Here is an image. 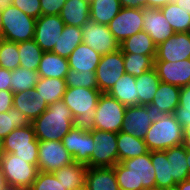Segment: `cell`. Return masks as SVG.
Instances as JSON below:
<instances>
[{
  "label": "cell",
  "instance_id": "4",
  "mask_svg": "<svg viewBox=\"0 0 190 190\" xmlns=\"http://www.w3.org/2000/svg\"><path fill=\"white\" fill-rule=\"evenodd\" d=\"M183 132L184 128L173 114L157 115L143 140L149 151H165L182 145Z\"/></svg>",
  "mask_w": 190,
  "mask_h": 190
},
{
  "label": "cell",
  "instance_id": "39",
  "mask_svg": "<svg viewBox=\"0 0 190 190\" xmlns=\"http://www.w3.org/2000/svg\"><path fill=\"white\" fill-rule=\"evenodd\" d=\"M125 73L135 78L154 68L156 56L123 54Z\"/></svg>",
  "mask_w": 190,
  "mask_h": 190
},
{
  "label": "cell",
  "instance_id": "20",
  "mask_svg": "<svg viewBox=\"0 0 190 190\" xmlns=\"http://www.w3.org/2000/svg\"><path fill=\"white\" fill-rule=\"evenodd\" d=\"M180 89L179 86L160 82L150 108L157 115L173 114L179 105Z\"/></svg>",
  "mask_w": 190,
  "mask_h": 190
},
{
  "label": "cell",
  "instance_id": "27",
  "mask_svg": "<svg viewBox=\"0 0 190 190\" xmlns=\"http://www.w3.org/2000/svg\"><path fill=\"white\" fill-rule=\"evenodd\" d=\"M156 48L152 38L144 30L130 36L120 44L123 54L156 56Z\"/></svg>",
  "mask_w": 190,
  "mask_h": 190
},
{
  "label": "cell",
  "instance_id": "48",
  "mask_svg": "<svg viewBox=\"0 0 190 190\" xmlns=\"http://www.w3.org/2000/svg\"><path fill=\"white\" fill-rule=\"evenodd\" d=\"M11 71L0 67V90L11 91Z\"/></svg>",
  "mask_w": 190,
  "mask_h": 190
},
{
  "label": "cell",
  "instance_id": "49",
  "mask_svg": "<svg viewBox=\"0 0 190 190\" xmlns=\"http://www.w3.org/2000/svg\"><path fill=\"white\" fill-rule=\"evenodd\" d=\"M119 2L123 8L143 9L146 7L144 0H119Z\"/></svg>",
  "mask_w": 190,
  "mask_h": 190
},
{
  "label": "cell",
  "instance_id": "32",
  "mask_svg": "<svg viewBox=\"0 0 190 190\" xmlns=\"http://www.w3.org/2000/svg\"><path fill=\"white\" fill-rule=\"evenodd\" d=\"M164 152L166 153L167 159L170 162L173 181L178 184L184 180L190 179L185 148L180 145L166 149Z\"/></svg>",
  "mask_w": 190,
  "mask_h": 190
},
{
  "label": "cell",
  "instance_id": "42",
  "mask_svg": "<svg viewBox=\"0 0 190 190\" xmlns=\"http://www.w3.org/2000/svg\"><path fill=\"white\" fill-rule=\"evenodd\" d=\"M65 81L67 87L98 89L96 75L92 71L79 72L69 68Z\"/></svg>",
  "mask_w": 190,
  "mask_h": 190
},
{
  "label": "cell",
  "instance_id": "58",
  "mask_svg": "<svg viewBox=\"0 0 190 190\" xmlns=\"http://www.w3.org/2000/svg\"><path fill=\"white\" fill-rule=\"evenodd\" d=\"M186 161H187V166L189 168V173H190V151H186Z\"/></svg>",
  "mask_w": 190,
  "mask_h": 190
},
{
  "label": "cell",
  "instance_id": "50",
  "mask_svg": "<svg viewBox=\"0 0 190 190\" xmlns=\"http://www.w3.org/2000/svg\"><path fill=\"white\" fill-rule=\"evenodd\" d=\"M174 0H144L145 6L148 8H161Z\"/></svg>",
  "mask_w": 190,
  "mask_h": 190
},
{
  "label": "cell",
  "instance_id": "44",
  "mask_svg": "<svg viewBox=\"0 0 190 190\" xmlns=\"http://www.w3.org/2000/svg\"><path fill=\"white\" fill-rule=\"evenodd\" d=\"M29 190H67L53 172L38 171Z\"/></svg>",
  "mask_w": 190,
  "mask_h": 190
},
{
  "label": "cell",
  "instance_id": "2",
  "mask_svg": "<svg viewBox=\"0 0 190 190\" xmlns=\"http://www.w3.org/2000/svg\"><path fill=\"white\" fill-rule=\"evenodd\" d=\"M31 124L42 141H60L74 127L72 112L62 100L50 104Z\"/></svg>",
  "mask_w": 190,
  "mask_h": 190
},
{
  "label": "cell",
  "instance_id": "43",
  "mask_svg": "<svg viewBox=\"0 0 190 190\" xmlns=\"http://www.w3.org/2000/svg\"><path fill=\"white\" fill-rule=\"evenodd\" d=\"M173 115L183 128L190 124V84L181 87L179 105Z\"/></svg>",
  "mask_w": 190,
  "mask_h": 190
},
{
  "label": "cell",
  "instance_id": "60",
  "mask_svg": "<svg viewBox=\"0 0 190 190\" xmlns=\"http://www.w3.org/2000/svg\"><path fill=\"white\" fill-rule=\"evenodd\" d=\"M143 190H164V188L161 187H153V188H145Z\"/></svg>",
  "mask_w": 190,
  "mask_h": 190
},
{
  "label": "cell",
  "instance_id": "53",
  "mask_svg": "<svg viewBox=\"0 0 190 190\" xmlns=\"http://www.w3.org/2000/svg\"><path fill=\"white\" fill-rule=\"evenodd\" d=\"M178 190H190V179L184 180L176 185Z\"/></svg>",
  "mask_w": 190,
  "mask_h": 190
},
{
  "label": "cell",
  "instance_id": "17",
  "mask_svg": "<svg viewBox=\"0 0 190 190\" xmlns=\"http://www.w3.org/2000/svg\"><path fill=\"white\" fill-rule=\"evenodd\" d=\"M190 59V32L174 33L156 48L154 61L178 62Z\"/></svg>",
  "mask_w": 190,
  "mask_h": 190
},
{
  "label": "cell",
  "instance_id": "25",
  "mask_svg": "<svg viewBox=\"0 0 190 190\" xmlns=\"http://www.w3.org/2000/svg\"><path fill=\"white\" fill-rule=\"evenodd\" d=\"M69 70L68 59L52 52H44L39 64L41 78L65 79Z\"/></svg>",
  "mask_w": 190,
  "mask_h": 190
},
{
  "label": "cell",
  "instance_id": "13",
  "mask_svg": "<svg viewBox=\"0 0 190 190\" xmlns=\"http://www.w3.org/2000/svg\"><path fill=\"white\" fill-rule=\"evenodd\" d=\"M107 26L115 40L121 44L125 39L143 30V9L122 7Z\"/></svg>",
  "mask_w": 190,
  "mask_h": 190
},
{
  "label": "cell",
  "instance_id": "14",
  "mask_svg": "<svg viewBox=\"0 0 190 190\" xmlns=\"http://www.w3.org/2000/svg\"><path fill=\"white\" fill-rule=\"evenodd\" d=\"M65 27L59 15H42L36 19L34 41L43 50L51 52Z\"/></svg>",
  "mask_w": 190,
  "mask_h": 190
},
{
  "label": "cell",
  "instance_id": "24",
  "mask_svg": "<svg viewBox=\"0 0 190 190\" xmlns=\"http://www.w3.org/2000/svg\"><path fill=\"white\" fill-rule=\"evenodd\" d=\"M59 16L65 25L81 27L90 18V0H66Z\"/></svg>",
  "mask_w": 190,
  "mask_h": 190
},
{
  "label": "cell",
  "instance_id": "47",
  "mask_svg": "<svg viewBox=\"0 0 190 190\" xmlns=\"http://www.w3.org/2000/svg\"><path fill=\"white\" fill-rule=\"evenodd\" d=\"M13 96L12 91L0 90V113L7 112L13 107Z\"/></svg>",
  "mask_w": 190,
  "mask_h": 190
},
{
  "label": "cell",
  "instance_id": "37",
  "mask_svg": "<svg viewBox=\"0 0 190 190\" xmlns=\"http://www.w3.org/2000/svg\"><path fill=\"white\" fill-rule=\"evenodd\" d=\"M11 91L19 93L31 91L39 81V73L36 70H28L25 67H18L11 71Z\"/></svg>",
  "mask_w": 190,
  "mask_h": 190
},
{
  "label": "cell",
  "instance_id": "1",
  "mask_svg": "<svg viewBox=\"0 0 190 190\" xmlns=\"http://www.w3.org/2000/svg\"><path fill=\"white\" fill-rule=\"evenodd\" d=\"M120 190H143L156 187L155 170L151 162V151L123 160L113 166Z\"/></svg>",
  "mask_w": 190,
  "mask_h": 190
},
{
  "label": "cell",
  "instance_id": "3",
  "mask_svg": "<svg viewBox=\"0 0 190 190\" xmlns=\"http://www.w3.org/2000/svg\"><path fill=\"white\" fill-rule=\"evenodd\" d=\"M101 94L98 89L67 87L62 101L72 112L75 128L88 132L95 129L94 114Z\"/></svg>",
  "mask_w": 190,
  "mask_h": 190
},
{
  "label": "cell",
  "instance_id": "21",
  "mask_svg": "<svg viewBox=\"0 0 190 190\" xmlns=\"http://www.w3.org/2000/svg\"><path fill=\"white\" fill-rule=\"evenodd\" d=\"M48 106L45 99H41L35 89L15 93L13 96V107L21 111L31 123L39 117Z\"/></svg>",
  "mask_w": 190,
  "mask_h": 190
},
{
  "label": "cell",
  "instance_id": "41",
  "mask_svg": "<svg viewBox=\"0 0 190 190\" xmlns=\"http://www.w3.org/2000/svg\"><path fill=\"white\" fill-rule=\"evenodd\" d=\"M0 67L10 71L20 67V56L17 43L2 38Z\"/></svg>",
  "mask_w": 190,
  "mask_h": 190
},
{
  "label": "cell",
  "instance_id": "35",
  "mask_svg": "<svg viewBox=\"0 0 190 190\" xmlns=\"http://www.w3.org/2000/svg\"><path fill=\"white\" fill-rule=\"evenodd\" d=\"M151 162L155 170L156 187L169 188L177 185L173 181L170 162L164 151H151Z\"/></svg>",
  "mask_w": 190,
  "mask_h": 190
},
{
  "label": "cell",
  "instance_id": "45",
  "mask_svg": "<svg viewBox=\"0 0 190 190\" xmlns=\"http://www.w3.org/2000/svg\"><path fill=\"white\" fill-rule=\"evenodd\" d=\"M8 2L30 17L35 19L41 17L40 0H9Z\"/></svg>",
  "mask_w": 190,
  "mask_h": 190
},
{
  "label": "cell",
  "instance_id": "23",
  "mask_svg": "<svg viewBox=\"0 0 190 190\" xmlns=\"http://www.w3.org/2000/svg\"><path fill=\"white\" fill-rule=\"evenodd\" d=\"M85 183L89 190H120L113 167H88Z\"/></svg>",
  "mask_w": 190,
  "mask_h": 190
},
{
  "label": "cell",
  "instance_id": "36",
  "mask_svg": "<svg viewBox=\"0 0 190 190\" xmlns=\"http://www.w3.org/2000/svg\"><path fill=\"white\" fill-rule=\"evenodd\" d=\"M163 16L172 27L174 33L190 32V15L174 2L160 8Z\"/></svg>",
  "mask_w": 190,
  "mask_h": 190
},
{
  "label": "cell",
  "instance_id": "15",
  "mask_svg": "<svg viewBox=\"0 0 190 190\" xmlns=\"http://www.w3.org/2000/svg\"><path fill=\"white\" fill-rule=\"evenodd\" d=\"M124 123L121 131L144 139L157 114L149 105L126 106Z\"/></svg>",
  "mask_w": 190,
  "mask_h": 190
},
{
  "label": "cell",
  "instance_id": "62",
  "mask_svg": "<svg viewBox=\"0 0 190 190\" xmlns=\"http://www.w3.org/2000/svg\"><path fill=\"white\" fill-rule=\"evenodd\" d=\"M1 48H2V37H0V57H1Z\"/></svg>",
  "mask_w": 190,
  "mask_h": 190
},
{
  "label": "cell",
  "instance_id": "31",
  "mask_svg": "<svg viewBox=\"0 0 190 190\" xmlns=\"http://www.w3.org/2000/svg\"><path fill=\"white\" fill-rule=\"evenodd\" d=\"M83 42L81 27L65 25L52 53L68 58L75 48Z\"/></svg>",
  "mask_w": 190,
  "mask_h": 190
},
{
  "label": "cell",
  "instance_id": "56",
  "mask_svg": "<svg viewBox=\"0 0 190 190\" xmlns=\"http://www.w3.org/2000/svg\"><path fill=\"white\" fill-rule=\"evenodd\" d=\"M0 190H21V189L15 187V186L7 185V184H6V185H5L2 189H0Z\"/></svg>",
  "mask_w": 190,
  "mask_h": 190
},
{
  "label": "cell",
  "instance_id": "54",
  "mask_svg": "<svg viewBox=\"0 0 190 190\" xmlns=\"http://www.w3.org/2000/svg\"><path fill=\"white\" fill-rule=\"evenodd\" d=\"M3 18H2V3H0V37H2L3 33Z\"/></svg>",
  "mask_w": 190,
  "mask_h": 190
},
{
  "label": "cell",
  "instance_id": "57",
  "mask_svg": "<svg viewBox=\"0 0 190 190\" xmlns=\"http://www.w3.org/2000/svg\"><path fill=\"white\" fill-rule=\"evenodd\" d=\"M71 190H89L88 186L86 183L82 184L81 186L75 187Z\"/></svg>",
  "mask_w": 190,
  "mask_h": 190
},
{
  "label": "cell",
  "instance_id": "11",
  "mask_svg": "<svg viewBox=\"0 0 190 190\" xmlns=\"http://www.w3.org/2000/svg\"><path fill=\"white\" fill-rule=\"evenodd\" d=\"M124 74V57L120 49L103 55L95 71L98 90L108 93Z\"/></svg>",
  "mask_w": 190,
  "mask_h": 190
},
{
  "label": "cell",
  "instance_id": "9",
  "mask_svg": "<svg viewBox=\"0 0 190 190\" xmlns=\"http://www.w3.org/2000/svg\"><path fill=\"white\" fill-rule=\"evenodd\" d=\"M94 148L89 159V167H113L118 163L117 133L110 131H90Z\"/></svg>",
  "mask_w": 190,
  "mask_h": 190
},
{
  "label": "cell",
  "instance_id": "52",
  "mask_svg": "<svg viewBox=\"0 0 190 190\" xmlns=\"http://www.w3.org/2000/svg\"><path fill=\"white\" fill-rule=\"evenodd\" d=\"M173 2L190 15V0H174Z\"/></svg>",
  "mask_w": 190,
  "mask_h": 190
},
{
  "label": "cell",
  "instance_id": "61",
  "mask_svg": "<svg viewBox=\"0 0 190 190\" xmlns=\"http://www.w3.org/2000/svg\"><path fill=\"white\" fill-rule=\"evenodd\" d=\"M164 190H178V187L174 186V187L164 188Z\"/></svg>",
  "mask_w": 190,
  "mask_h": 190
},
{
  "label": "cell",
  "instance_id": "40",
  "mask_svg": "<svg viewBox=\"0 0 190 190\" xmlns=\"http://www.w3.org/2000/svg\"><path fill=\"white\" fill-rule=\"evenodd\" d=\"M30 124L29 119L21 111L12 107L7 112L0 113V137L5 138L14 129Z\"/></svg>",
  "mask_w": 190,
  "mask_h": 190
},
{
  "label": "cell",
  "instance_id": "55",
  "mask_svg": "<svg viewBox=\"0 0 190 190\" xmlns=\"http://www.w3.org/2000/svg\"><path fill=\"white\" fill-rule=\"evenodd\" d=\"M6 185L4 175L2 172V168L0 166V189H2Z\"/></svg>",
  "mask_w": 190,
  "mask_h": 190
},
{
  "label": "cell",
  "instance_id": "26",
  "mask_svg": "<svg viewBox=\"0 0 190 190\" xmlns=\"http://www.w3.org/2000/svg\"><path fill=\"white\" fill-rule=\"evenodd\" d=\"M118 162L149 152L143 139L120 131L117 133Z\"/></svg>",
  "mask_w": 190,
  "mask_h": 190
},
{
  "label": "cell",
  "instance_id": "8",
  "mask_svg": "<svg viewBox=\"0 0 190 190\" xmlns=\"http://www.w3.org/2000/svg\"><path fill=\"white\" fill-rule=\"evenodd\" d=\"M126 106L108 93L99 97L94 114L95 129L119 133L124 123Z\"/></svg>",
  "mask_w": 190,
  "mask_h": 190
},
{
  "label": "cell",
  "instance_id": "51",
  "mask_svg": "<svg viewBox=\"0 0 190 190\" xmlns=\"http://www.w3.org/2000/svg\"><path fill=\"white\" fill-rule=\"evenodd\" d=\"M182 146L186 151H190V124L184 128Z\"/></svg>",
  "mask_w": 190,
  "mask_h": 190
},
{
  "label": "cell",
  "instance_id": "6",
  "mask_svg": "<svg viewBox=\"0 0 190 190\" xmlns=\"http://www.w3.org/2000/svg\"><path fill=\"white\" fill-rule=\"evenodd\" d=\"M38 142L32 124L16 128L3 138L4 153H14L24 161L37 166Z\"/></svg>",
  "mask_w": 190,
  "mask_h": 190
},
{
  "label": "cell",
  "instance_id": "38",
  "mask_svg": "<svg viewBox=\"0 0 190 190\" xmlns=\"http://www.w3.org/2000/svg\"><path fill=\"white\" fill-rule=\"evenodd\" d=\"M17 46L20 56V66L28 70L38 71L44 53L43 50L34 40L17 43Z\"/></svg>",
  "mask_w": 190,
  "mask_h": 190
},
{
  "label": "cell",
  "instance_id": "5",
  "mask_svg": "<svg viewBox=\"0 0 190 190\" xmlns=\"http://www.w3.org/2000/svg\"><path fill=\"white\" fill-rule=\"evenodd\" d=\"M2 18L4 40L20 43L34 39L35 18L28 16L8 1L2 2Z\"/></svg>",
  "mask_w": 190,
  "mask_h": 190
},
{
  "label": "cell",
  "instance_id": "22",
  "mask_svg": "<svg viewBox=\"0 0 190 190\" xmlns=\"http://www.w3.org/2000/svg\"><path fill=\"white\" fill-rule=\"evenodd\" d=\"M101 57L94 49L82 42L67 59L70 69L79 72H95Z\"/></svg>",
  "mask_w": 190,
  "mask_h": 190
},
{
  "label": "cell",
  "instance_id": "59",
  "mask_svg": "<svg viewBox=\"0 0 190 190\" xmlns=\"http://www.w3.org/2000/svg\"><path fill=\"white\" fill-rule=\"evenodd\" d=\"M4 153V149H3V138L0 137V156Z\"/></svg>",
  "mask_w": 190,
  "mask_h": 190
},
{
  "label": "cell",
  "instance_id": "12",
  "mask_svg": "<svg viewBox=\"0 0 190 190\" xmlns=\"http://www.w3.org/2000/svg\"><path fill=\"white\" fill-rule=\"evenodd\" d=\"M72 162H74L73 157L63 146L62 140H39L38 171L54 172Z\"/></svg>",
  "mask_w": 190,
  "mask_h": 190
},
{
  "label": "cell",
  "instance_id": "7",
  "mask_svg": "<svg viewBox=\"0 0 190 190\" xmlns=\"http://www.w3.org/2000/svg\"><path fill=\"white\" fill-rule=\"evenodd\" d=\"M0 166L5 183L21 190H29L38 173L36 165L24 161L14 153H3L0 156Z\"/></svg>",
  "mask_w": 190,
  "mask_h": 190
},
{
  "label": "cell",
  "instance_id": "33",
  "mask_svg": "<svg viewBox=\"0 0 190 190\" xmlns=\"http://www.w3.org/2000/svg\"><path fill=\"white\" fill-rule=\"evenodd\" d=\"M34 89L39 93V97L50 105L62 100L67 85L65 79L40 77Z\"/></svg>",
  "mask_w": 190,
  "mask_h": 190
},
{
  "label": "cell",
  "instance_id": "10",
  "mask_svg": "<svg viewBox=\"0 0 190 190\" xmlns=\"http://www.w3.org/2000/svg\"><path fill=\"white\" fill-rule=\"evenodd\" d=\"M83 43L94 49L101 56L114 53L120 49V44L115 40L107 25L96 23L89 18L81 26Z\"/></svg>",
  "mask_w": 190,
  "mask_h": 190
},
{
  "label": "cell",
  "instance_id": "28",
  "mask_svg": "<svg viewBox=\"0 0 190 190\" xmlns=\"http://www.w3.org/2000/svg\"><path fill=\"white\" fill-rule=\"evenodd\" d=\"M108 94L125 106L138 105L136 80L134 76L129 74L125 73Z\"/></svg>",
  "mask_w": 190,
  "mask_h": 190
},
{
  "label": "cell",
  "instance_id": "18",
  "mask_svg": "<svg viewBox=\"0 0 190 190\" xmlns=\"http://www.w3.org/2000/svg\"><path fill=\"white\" fill-rule=\"evenodd\" d=\"M143 30L149 34L156 46L174 34L160 8H143Z\"/></svg>",
  "mask_w": 190,
  "mask_h": 190
},
{
  "label": "cell",
  "instance_id": "16",
  "mask_svg": "<svg viewBox=\"0 0 190 190\" xmlns=\"http://www.w3.org/2000/svg\"><path fill=\"white\" fill-rule=\"evenodd\" d=\"M62 143L75 162L85 164L89 167V159L94 148L91 132L73 127L63 137Z\"/></svg>",
  "mask_w": 190,
  "mask_h": 190
},
{
  "label": "cell",
  "instance_id": "34",
  "mask_svg": "<svg viewBox=\"0 0 190 190\" xmlns=\"http://www.w3.org/2000/svg\"><path fill=\"white\" fill-rule=\"evenodd\" d=\"M121 8L119 0H90V18L96 23L108 25Z\"/></svg>",
  "mask_w": 190,
  "mask_h": 190
},
{
  "label": "cell",
  "instance_id": "46",
  "mask_svg": "<svg viewBox=\"0 0 190 190\" xmlns=\"http://www.w3.org/2000/svg\"><path fill=\"white\" fill-rule=\"evenodd\" d=\"M42 15H59L66 0H40Z\"/></svg>",
  "mask_w": 190,
  "mask_h": 190
},
{
  "label": "cell",
  "instance_id": "29",
  "mask_svg": "<svg viewBox=\"0 0 190 190\" xmlns=\"http://www.w3.org/2000/svg\"><path fill=\"white\" fill-rule=\"evenodd\" d=\"M137 94H138V105H150L155 92L159 87L160 78L158 77L155 68L144 72L140 76L135 78Z\"/></svg>",
  "mask_w": 190,
  "mask_h": 190
},
{
  "label": "cell",
  "instance_id": "30",
  "mask_svg": "<svg viewBox=\"0 0 190 190\" xmlns=\"http://www.w3.org/2000/svg\"><path fill=\"white\" fill-rule=\"evenodd\" d=\"M87 169V165L74 161L53 173L67 190H71L85 183Z\"/></svg>",
  "mask_w": 190,
  "mask_h": 190
},
{
  "label": "cell",
  "instance_id": "19",
  "mask_svg": "<svg viewBox=\"0 0 190 190\" xmlns=\"http://www.w3.org/2000/svg\"><path fill=\"white\" fill-rule=\"evenodd\" d=\"M161 82L179 87L190 84V59L178 62L154 61Z\"/></svg>",
  "mask_w": 190,
  "mask_h": 190
}]
</instances>
